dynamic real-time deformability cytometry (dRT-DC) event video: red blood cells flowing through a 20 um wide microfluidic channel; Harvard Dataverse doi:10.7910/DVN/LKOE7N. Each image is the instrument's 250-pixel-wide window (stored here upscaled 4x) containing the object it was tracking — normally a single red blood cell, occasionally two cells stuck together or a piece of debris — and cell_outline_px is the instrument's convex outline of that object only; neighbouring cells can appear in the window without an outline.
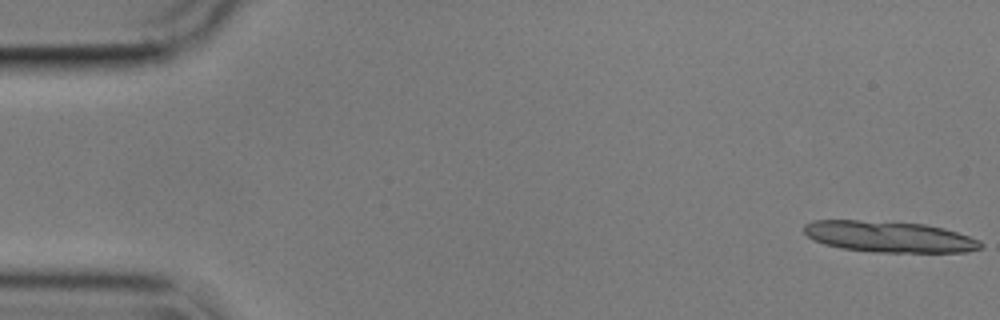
{"species": "common noctule bat (a hibernating species)", "species_latin": "Nyctalus noctula", "temperature_condition": "cold", "stored_images_in_passage": 14, "camera_frame_rate_fps": 3000, "um_per_image_px": 0.085, "animal": {"sex": "male", "body_mass_g": 17.9}, "frame": {"image": 1, "passage_image": 1, "time_ms": 0.0, "image_size_px": [1000, 320], "cell_outline_px": [[984, 244], [980, 248], [964, 252], [872, 252], [840, 248], [824, 244], [812, 240], [804, 232], [804, 224], [812, 220], [860, 220], [924, 224], [944, 228], [980, 240]], "centroid_in_image_um": [75.54, 20.12], "position_along_channel_um": 9.5, "area_um2": 32.08}}